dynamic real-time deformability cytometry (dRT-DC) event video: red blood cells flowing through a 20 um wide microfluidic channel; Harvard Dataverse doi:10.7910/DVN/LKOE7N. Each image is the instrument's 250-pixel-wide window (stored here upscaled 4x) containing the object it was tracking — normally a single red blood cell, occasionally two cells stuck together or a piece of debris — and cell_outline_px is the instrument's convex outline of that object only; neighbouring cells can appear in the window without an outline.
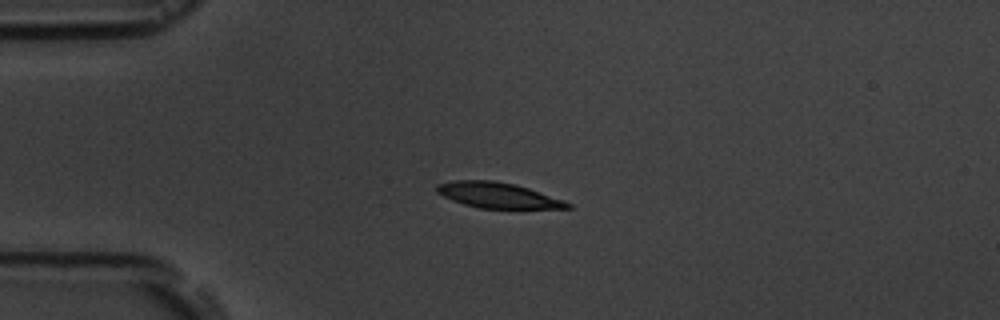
{"species": "common noctule bat (a hibernating species)", "species_latin": "Nyctalus noctula", "temperature_condition": "room temperature", "stored_images_in_passage": 4, "camera_frame_rate_fps": 3000, "um_per_image_px": 0.085, "animal": {"sex": "male", "body_mass_g": 19.5, "forearm_length_mm": 54.6}, "frame": {"image": 1, "passage_image": 1, "time_ms": 0.0, "image_size_px": [1000, 320], "cell_outline_px": [[572, 208], [480, 208], [464, 204], [452, 200], [436, 192], [436, 184], [456, 180], [492, 180], [516, 184], [564, 200], [572, 204]], "centroid_in_image_um": [42.31, 16.59], "position_along_channel_um": 42.7, "area_um2": 19.31}}
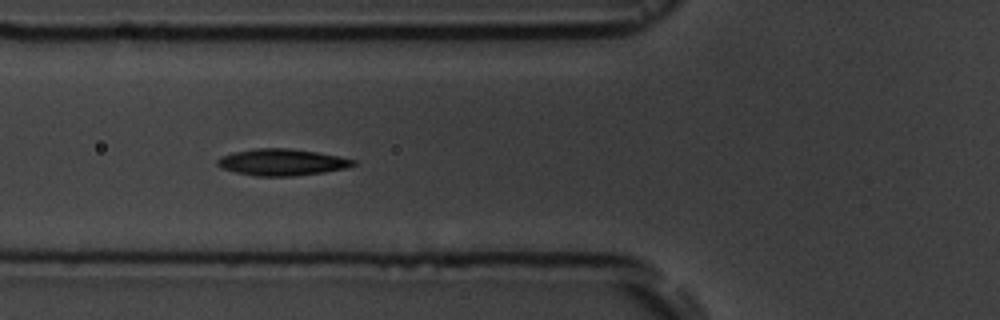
{"frame": {"image": 2, "passage_image": 3, "time_ms": 2.333, "image_size_px": [1000, 320], "cell_outline_px": [[356, 164], [348, 168], [324, 172], [292, 176], [256, 176], [236, 172], [220, 168], [216, 164], [216, 160], [220, 156], [232, 152], [256, 148], [288, 148], [316, 152], [356, 160]], "centroid_in_image_um": [23.92, 13.79], "position_along_channel_um": 101.9, "area_um2": 21.1}}
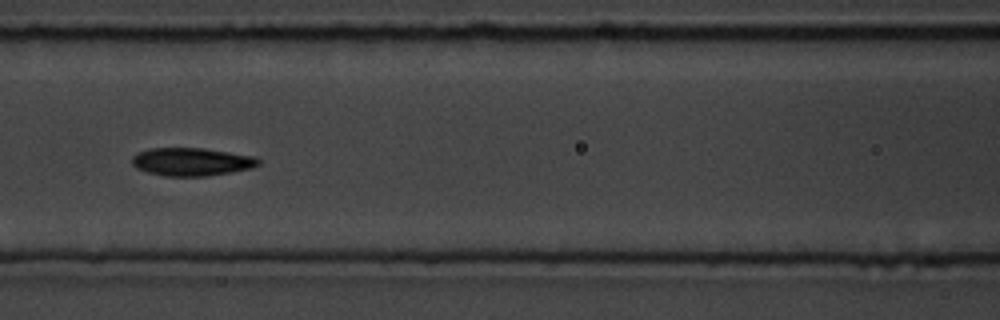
{"frame": {"image": 3, "passage_image": 4, "time_ms": 3.667, "image_size_px": [1000, 320], "cell_outline_px": [[260, 164], [252, 168], [232, 172], [208, 176], [164, 176], [148, 172], [136, 168], [132, 164], [132, 156], [136, 152], [152, 148], [204, 148], [256, 156], [260, 160]], "centroid_in_image_um": [16.3, 13.75], "position_along_channel_um": 150.3, "area_um2": 20.87}}